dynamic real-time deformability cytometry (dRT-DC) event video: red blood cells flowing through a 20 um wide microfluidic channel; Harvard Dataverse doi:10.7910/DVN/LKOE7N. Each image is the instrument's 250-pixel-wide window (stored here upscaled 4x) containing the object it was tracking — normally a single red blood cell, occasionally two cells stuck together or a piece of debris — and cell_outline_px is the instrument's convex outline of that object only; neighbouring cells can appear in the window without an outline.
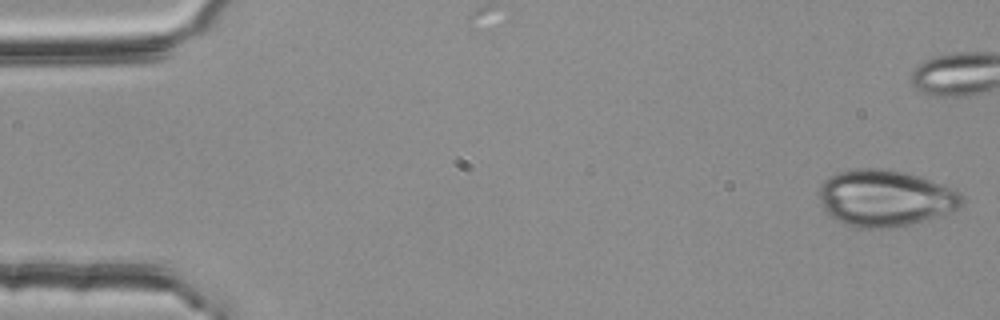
{"species": "common noctule bat (a hibernating species)", "species_latin": "Nyctalus noctula", "temperature_condition": "room temperature", "stored_images_in_passage": 5, "camera_frame_rate_fps": 3000, "um_per_image_px": 0.085, "animal": {"sex": "female", "body_mass_g": 25.1}, "frame": {"image": 1, "passage_image": 1, "time_ms": 0.0, "image_size_px": [1000, 320], "cell_outline_px": [[964, 204], [956, 212], [908, 224], [888, 228], [856, 228], [844, 224], [836, 220], [824, 208], [820, 200], [820, 184], [824, 180], [836, 172], [856, 168], [880, 168], [904, 172], [920, 176], [960, 192], [964, 196]], "centroid_in_image_um": [75.27, 16.84], "position_along_channel_um": 9.7, "area_um2": 47.28}}